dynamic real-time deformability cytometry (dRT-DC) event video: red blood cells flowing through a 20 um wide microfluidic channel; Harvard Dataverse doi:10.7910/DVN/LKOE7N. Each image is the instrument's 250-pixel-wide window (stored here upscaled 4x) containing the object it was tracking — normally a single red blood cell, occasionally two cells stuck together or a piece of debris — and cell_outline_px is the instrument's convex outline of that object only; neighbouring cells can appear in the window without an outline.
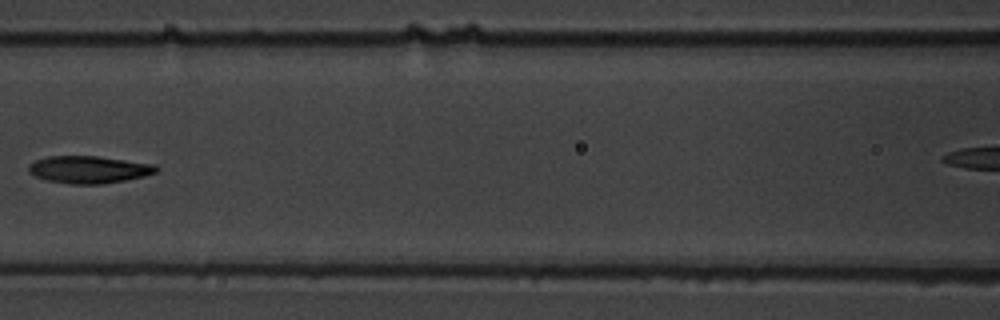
{"species": "common noctule bat (a hibernating species)", "species_latin": "Nyctalus noctula", "temperature_condition": "warm", "stored_images_in_passage": 9, "segment_of_instrument_passage": [1, 2], "camera_frame_rate_fps": 3000, "um_per_image_px": 0.085, "animal": {"sex": "male", "body_mass_g": 19.5, "forearm_length_mm": 54.6}, "frame": {"image": 1, "passage_image": 8, "time_ms": 8.333, "image_size_px": [1000, 320], "cell_outline_px": [[160, 168], [156, 172], [144, 176], [104, 184], [72, 184], [48, 180], [36, 176], [28, 172], [28, 164], [36, 160], [48, 156], [96, 156], [156, 164]], "centroid_in_image_um": [7.57, 14.41], "position_along_channel_um": 159.0, "area_um2": 20.29}}